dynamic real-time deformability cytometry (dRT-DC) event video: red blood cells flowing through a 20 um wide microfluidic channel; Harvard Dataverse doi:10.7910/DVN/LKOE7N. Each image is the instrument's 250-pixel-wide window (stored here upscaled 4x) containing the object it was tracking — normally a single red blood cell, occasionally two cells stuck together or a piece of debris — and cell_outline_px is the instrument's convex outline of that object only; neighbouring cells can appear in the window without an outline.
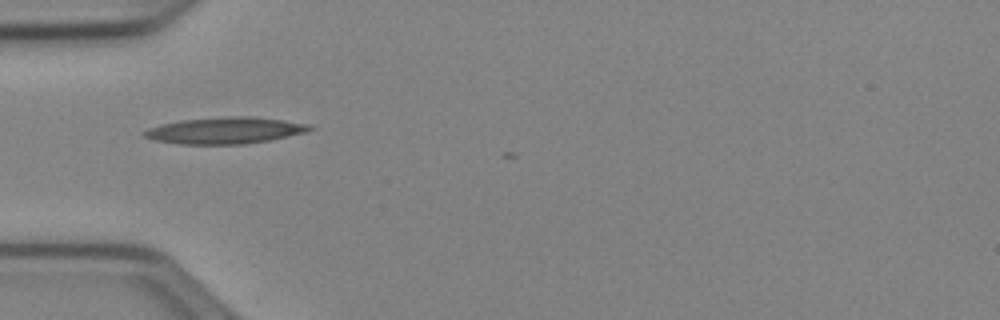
{"species": "Egyptian fruit bat (a non-hibernating species)", "species_latin": "Rousettus aegyptiacus", "temperature_condition": "cold", "stored_images_in_passage": 10, "camera_frame_rate_fps": 3000, "um_per_image_px": 0.085, "animal": {"sex": "female"}, "frame": {"image": 1, "passage_image": 1, "time_ms": 0.0, "image_size_px": [1000, 320], "cell_outline_px": [[316, 128], [304, 132], [288, 136], [268, 140], [240, 144], [180, 144], [156, 140], [144, 136], [140, 132], [148, 128], [160, 124], [180, 120], [228, 116], [252, 116], [284, 120], [312, 124]], "centroid_in_image_um": [19.13, 11.07], "position_along_channel_um": 65.9, "area_um2": 25.61}}
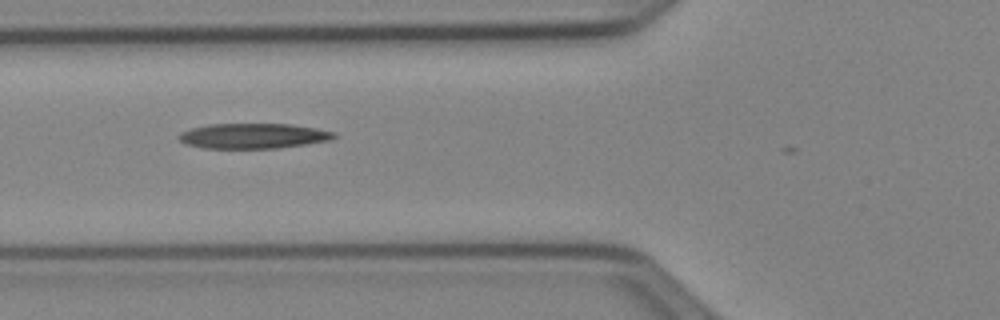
{"frame": {"image": 2, "passage_image": 4, "time_ms": 1.0, "image_size_px": [1000, 320], "cell_outline_px": [[336, 136], [328, 140], [304, 144], [276, 148], [204, 148], [184, 144], [176, 136], [180, 132], [192, 128], [208, 124], [292, 124], [316, 128], [336, 132]], "centroid_in_image_um": [21.48, 11.55], "position_along_channel_um": 104.3, "area_um2": 22.72}}
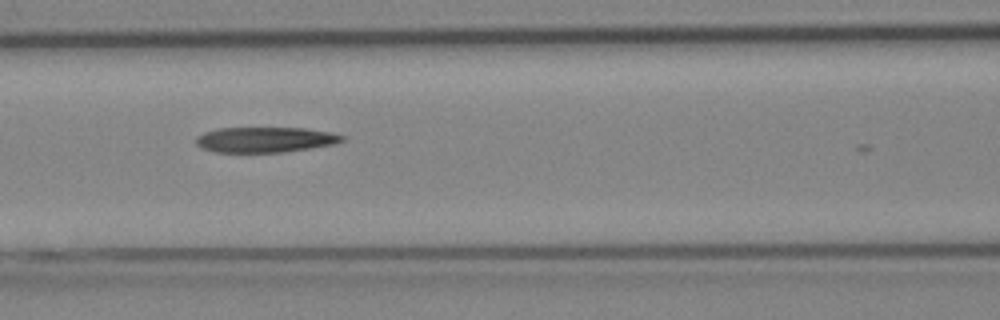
{"frame": {"image": 3, "passage_image": 7, "time_ms": 2.0, "image_size_px": [1000, 320], "cell_outline_px": [[344, 140], [332, 144], [284, 152], [216, 152], [204, 148], [196, 144], [196, 136], [204, 132], [216, 128], [308, 128], [332, 132], [344, 136]], "centroid_in_image_um": [22.53, 11.86], "position_along_channel_um": 144.1, "area_um2": 21.5}}